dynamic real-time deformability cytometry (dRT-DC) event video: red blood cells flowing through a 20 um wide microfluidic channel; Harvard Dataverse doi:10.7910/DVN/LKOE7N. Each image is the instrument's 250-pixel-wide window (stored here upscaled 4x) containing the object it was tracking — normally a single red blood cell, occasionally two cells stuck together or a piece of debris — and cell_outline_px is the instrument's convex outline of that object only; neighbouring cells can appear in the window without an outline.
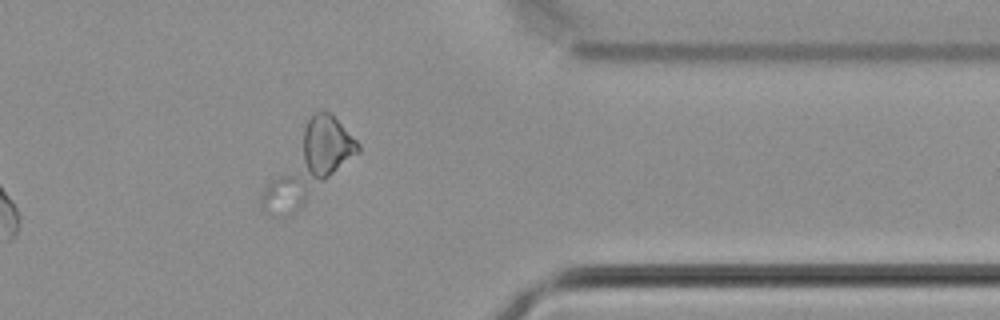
{"species": "common noctule bat (a hibernating species)", "species_latin": "Nyctalus noctula", "temperature_condition": "cold", "stored_images_in_passage": 35, "camera_frame_rate_fps": 3000, "um_per_image_px": 0.085, "animal": {"sex": "male", "body_mass_g": 21.5, "forearm_length_mm": 52.0}, "frame": {"image": 1, "passage_image": 30, "time_ms": 9.667, "image_size_px": [1000, 320], "cell_outline_px": [[360, 152], [292, 216], [272, 216], [264, 212], [260, 204], [260, 196], [264, 188], [308, 120], [320, 108], [332, 112], [360, 144]], "centroid_in_image_um": [26.28, 13.97], "position_along_channel_um": 385.1, "area_um2": 40.17}}